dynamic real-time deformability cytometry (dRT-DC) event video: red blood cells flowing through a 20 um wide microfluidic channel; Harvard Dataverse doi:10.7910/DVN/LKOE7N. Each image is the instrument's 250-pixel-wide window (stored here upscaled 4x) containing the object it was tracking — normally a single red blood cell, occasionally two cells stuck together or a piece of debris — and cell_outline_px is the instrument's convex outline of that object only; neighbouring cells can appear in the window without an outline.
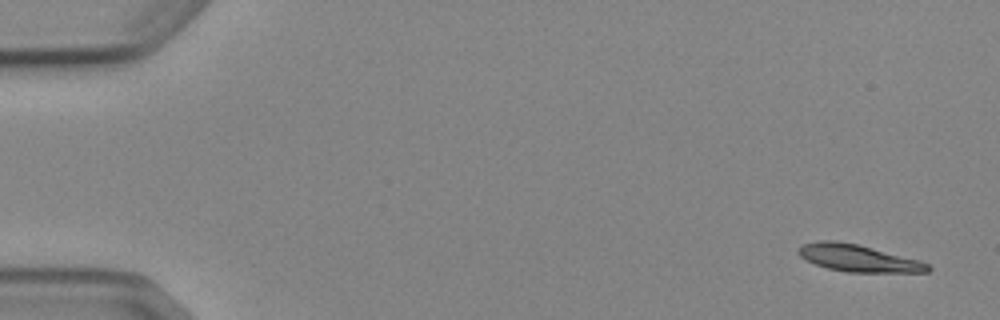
{"species": "Egyptian fruit bat (a non-hibernating species)", "species_latin": "Rousettus aegyptiacus", "temperature_condition": "cold", "stored_images_in_passage": 8, "camera_frame_rate_fps": 3000, "um_per_image_px": 0.085, "animal": {"sex": "female"}, "frame": {"image": 1, "passage_image": 1, "time_ms": 0.0, "image_size_px": [1000, 320], "cell_outline_px": [[932, 268], [928, 272], [848, 272], [828, 268], [816, 264], [800, 256], [796, 252], [804, 244], [820, 240], [836, 240], [856, 244], [920, 260], [928, 264]], "centroid_in_image_um": [72.97, 21.94], "position_along_channel_um": 12.0, "area_um2": 20.11}}
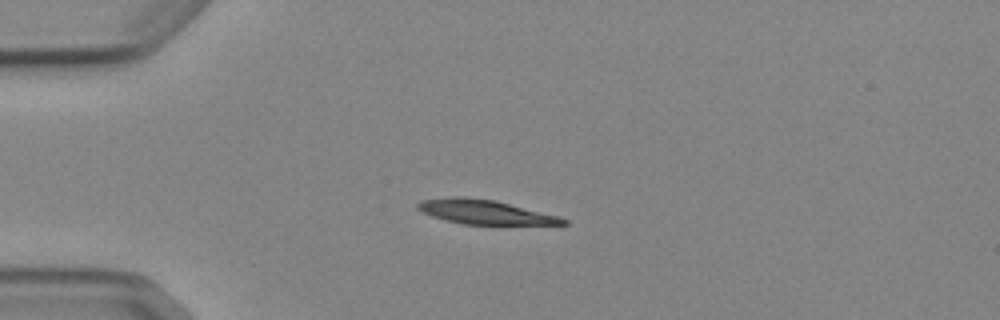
{"frame": {"image": 2, "passage_image": 4, "time_ms": 3.667, "image_size_px": [1000, 320], "cell_outline_px": [[568, 224], [464, 224], [432, 216], [416, 208], [416, 204], [424, 200], [452, 196], [464, 196], [496, 200], [560, 216], [568, 220]], "centroid_in_image_um": [41.25, 18.0], "position_along_channel_um": 43.8, "area_um2": 20.4}}
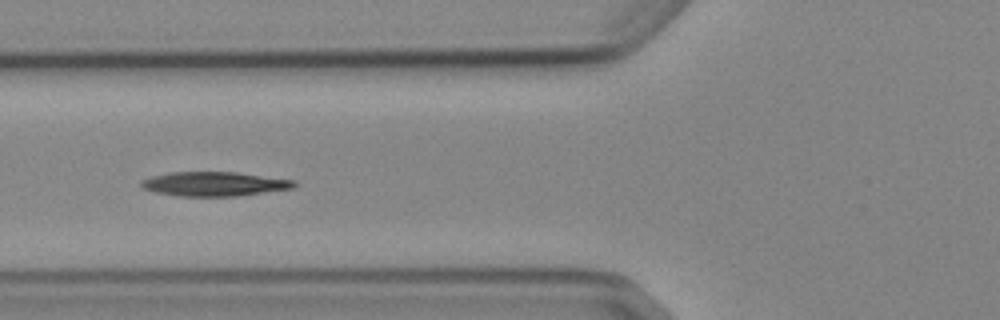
{"frame": {"image": 3, "passage_image": 6, "time_ms": 6.0, "image_size_px": [1000, 320], "cell_outline_px": [[296, 184], [292, 188], [236, 196], [180, 196], [156, 192], [144, 188], [140, 184], [140, 180], [152, 176], [172, 172], [236, 172], [296, 180]], "centroid_in_image_um": [18.21, 15.63], "position_along_channel_um": 107.6, "area_um2": 21.44}}